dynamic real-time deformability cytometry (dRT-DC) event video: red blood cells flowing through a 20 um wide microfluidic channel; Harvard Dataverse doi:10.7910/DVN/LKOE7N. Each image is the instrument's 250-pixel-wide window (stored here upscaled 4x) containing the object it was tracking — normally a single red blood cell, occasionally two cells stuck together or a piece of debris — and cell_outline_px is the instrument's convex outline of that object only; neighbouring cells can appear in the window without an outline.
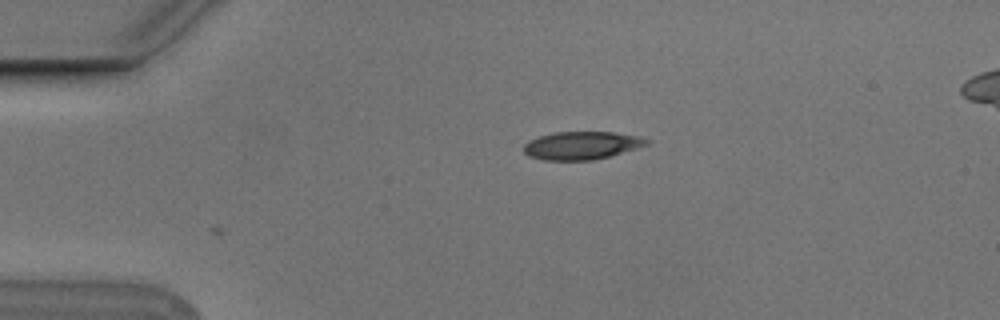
{"species": "Egyptian fruit bat (a non-hibernating species)", "species_latin": "Rousettus aegyptiacus", "temperature_condition": "cold", "stored_images_in_passage": 33, "camera_frame_rate_fps": 3000, "um_per_image_px": 0.085, "animal": {"sex": "male"}, "frame": {"image": 1, "passage_image": 1, "time_ms": 0.0, "image_size_px": [1000, 320], "cell_outline_px": [[652, 140], [648, 144], [608, 156], [592, 160], [544, 160], [528, 156], [524, 152], [524, 144], [528, 140], [552, 132], [612, 132], [636, 136]], "centroid_in_image_um": [49.39, 12.36], "position_along_channel_um": 35.6, "area_um2": 19.83}}
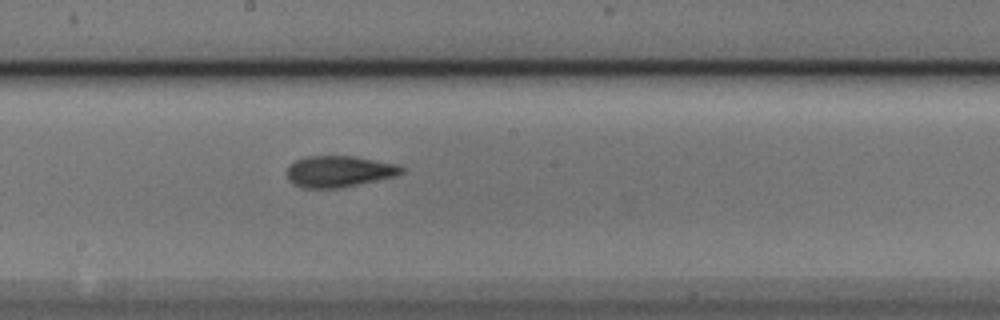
{"frame": {"image": 2, "passage_image": 19, "time_ms": 6.0, "image_size_px": [1000, 320], "cell_outline_px": [[408, 168], [404, 172], [396, 176], [340, 188], [304, 188], [292, 184], [288, 180], [288, 168], [296, 160], [304, 156], [356, 156], [396, 164]], "centroid_in_image_um": [28.85, 14.57], "position_along_channel_um": 219.3, "area_um2": 21.04}}
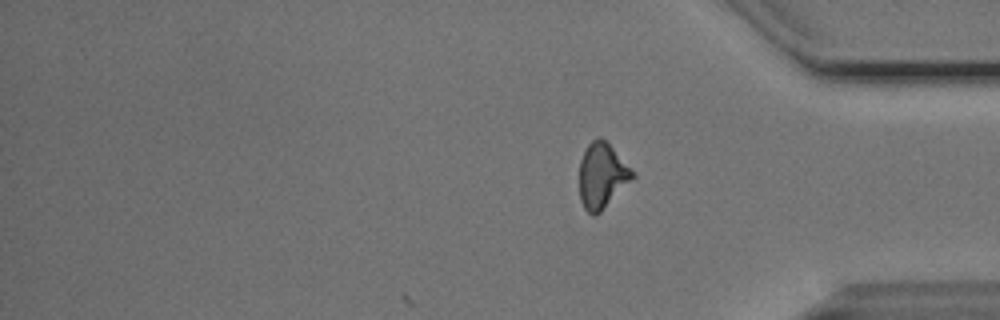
{"frame": {"image": 3, "passage_image": 33, "time_ms": 10.667, "image_size_px": [1000, 320], "cell_outline_px": [[636, 176], [596, 216], [592, 216], [584, 208], [580, 200], [580, 160], [588, 144], [592, 140], [600, 136], [636, 172]], "centroid_in_image_um": [51.18, 14.95], "position_along_channel_um": 384.0, "area_um2": 20.11}, "authors_computed_cell_mechanics": {"area_um2": 20.519, "velocity_mm_per_s": 3.7739, "shape_relaxation_time_tau1_ms": 3.1167, "shape_relaxation_time_tau2_ms": 1.4162, "deformation_change_tau1": 0.1511, "deformation_change_tau2": 0.1025}}